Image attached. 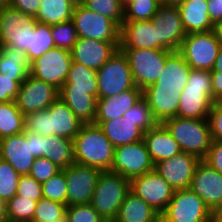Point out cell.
I'll use <instances>...</instances> for the list:
<instances>
[{
	"label": "cell",
	"mask_w": 222,
	"mask_h": 222,
	"mask_svg": "<svg viewBox=\"0 0 222 222\" xmlns=\"http://www.w3.org/2000/svg\"><path fill=\"white\" fill-rule=\"evenodd\" d=\"M102 170L74 163L65 169L67 206L89 204Z\"/></svg>",
	"instance_id": "obj_16"
},
{
	"label": "cell",
	"mask_w": 222,
	"mask_h": 222,
	"mask_svg": "<svg viewBox=\"0 0 222 222\" xmlns=\"http://www.w3.org/2000/svg\"><path fill=\"white\" fill-rule=\"evenodd\" d=\"M121 120L123 122L126 120L133 123L144 133L158 124L152 115L147 101L143 97L133 107L126 111L121 117Z\"/></svg>",
	"instance_id": "obj_39"
},
{
	"label": "cell",
	"mask_w": 222,
	"mask_h": 222,
	"mask_svg": "<svg viewBox=\"0 0 222 222\" xmlns=\"http://www.w3.org/2000/svg\"><path fill=\"white\" fill-rule=\"evenodd\" d=\"M72 21L79 38L120 42V27L113 20L88 10L83 5L74 7Z\"/></svg>",
	"instance_id": "obj_12"
},
{
	"label": "cell",
	"mask_w": 222,
	"mask_h": 222,
	"mask_svg": "<svg viewBox=\"0 0 222 222\" xmlns=\"http://www.w3.org/2000/svg\"><path fill=\"white\" fill-rule=\"evenodd\" d=\"M157 26L158 44L167 51H178L187 35L178 6L161 4L151 19Z\"/></svg>",
	"instance_id": "obj_17"
},
{
	"label": "cell",
	"mask_w": 222,
	"mask_h": 222,
	"mask_svg": "<svg viewBox=\"0 0 222 222\" xmlns=\"http://www.w3.org/2000/svg\"><path fill=\"white\" fill-rule=\"evenodd\" d=\"M42 0H10V7L35 18Z\"/></svg>",
	"instance_id": "obj_51"
},
{
	"label": "cell",
	"mask_w": 222,
	"mask_h": 222,
	"mask_svg": "<svg viewBox=\"0 0 222 222\" xmlns=\"http://www.w3.org/2000/svg\"><path fill=\"white\" fill-rule=\"evenodd\" d=\"M179 144L182 152L203 160L212 143L208 119L174 117L162 123Z\"/></svg>",
	"instance_id": "obj_4"
},
{
	"label": "cell",
	"mask_w": 222,
	"mask_h": 222,
	"mask_svg": "<svg viewBox=\"0 0 222 222\" xmlns=\"http://www.w3.org/2000/svg\"><path fill=\"white\" fill-rule=\"evenodd\" d=\"M0 158L9 162L19 175H29L36 158L31 154L30 141H26V130L0 139Z\"/></svg>",
	"instance_id": "obj_22"
},
{
	"label": "cell",
	"mask_w": 222,
	"mask_h": 222,
	"mask_svg": "<svg viewBox=\"0 0 222 222\" xmlns=\"http://www.w3.org/2000/svg\"><path fill=\"white\" fill-rule=\"evenodd\" d=\"M23 81L13 80V77L0 73V102L15 101Z\"/></svg>",
	"instance_id": "obj_48"
},
{
	"label": "cell",
	"mask_w": 222,
	"mask_h": 222,
	"mask_svg": "<svg viewBox=\"0 0 222 222\" xmlns=\"http://www.w3.org/2000/svg\"><path fill=\"white\" fill-rule=\"evenodd\" d=\"M0 222H7L6 221V205L1 200H0Z\"/></svg>",
	"instance_id": "obj_58"
},
{
	"label": "cell",
	"mask_w": 222,
	"mask_h": 222,
	"mask_svg": "<svg viewBox=\"0 0 222 222\" xmlns=\"http://www.w3.org/2000/svg\"><path fill=\"white\" fill-rule=\"evenodd\" d=\"M60 90L87 91L88 94L98 99L96 70L85 67L83 64L72 62L66 82Z\"/></svg>",
	"instance_id": "obj_33"
},
{
	"label": "cell",
	"mask_w": 222,
	"mask_h": 222,
	"mask_svg": "<svg viewBox=\"0 0 222 222\" xmlns=\"http://www.w3.org/2000/svg\"><path fill=\"white\" fill-rule=\"evenodd\" d=\"M212 217L217 221V222H222V205L217 207L213 212H212Z\"/></svg>",
	"instance_id": "obj_57"
},
{
	"label": "cell",
	"mask_w": 222,
	"mask_h": 222,
	"mask_svg": "<svg viewBox=\"0 0 222 222\" xmlns=\"http://www.w3.org/2000/svg\"><path fill=\"white\" fill-rule=\"evenodd\" d=\"M51 35L56 47L69 51L79 38L72 20L51 25Z\"/></svg>",
	"instance_id": "obj_44"
},
{
	"label": "cell",
	"mask_w": 222,
	"mask_h": 222,
	"mask_svg": "<svg viewBox=\"0 0 222 222\" xmlns=\"http://www.w3.org/2000/svg\"><path fill=\"white\" fill-rule=\"evenodd\" d=\"M213 32L219 43L222 45V21H219L213 25Z\"/></svg>",
	"instance_id": "obj_56"
},
{
	"label": "cell",
	"mask_w": 222,
	"mask_h": 222,
	"mask_svg": "<svg viewBox=\"0 0 222 222\" xmlns=\"http://www.w3.org/2000/svg\"><path fill=\"white\" fill-rule=\"evenodd\" d=\"M203 161L222 174V141H212Z\"/></svg>",
	"instance_id": "obj_50"
},
{
	"label": "cell",
	"mask_w": 222,
	"mask_h": 222,
	"mask_svg": "<svg viewBox=\"0 0 222 222\" xmlns=\"http://www.w3.org/2000/svg\"><path fill=\"white\" fill-rule=\"evenodd\" d=\"M43 198L67 205V180L65 169L42 183Z\"/></svg>",
	"instance_id": "obj_43"
},
{
	"label": "cell",
	"mask_w": 222,
	"mask_h": 222,
	"mask_svg": "<svg viewBox=\"0 0 222 222\" xmlns=\"http://www.w3.org/2000/svg\"><path fill=\"white\" fill-rule=\"evenodd\" d=\"M104 135L110 140L114 148L143 140L144 132L138 126L129 121L121 120V117L108 121H94Z\"/></svg>",
	"instance_id": "obj_28"
},
{
	"label": "cell",
	"mask_w": 222,
	"mask_h": 222,
	"mask_svg": "<svg viewBox=\"0 0 222 222\" xmlns=\"http://www.w3.org/2000/svg\"><path fill=\"white\" fill-rule=\"evenodd\" d=\"M26 141H30L31 154L35 158L42 157V135L26 130Z\"/></svg>",
	"instance_id": "obj_52"
},
{
	"label": "cell",
	"mask_w": 222,
	"mask_h": 222,
	"mask_svg": "<svg viewBox=\"0 0 222 222\" xmlns=\"http://www.w3.org/2000/svg\"><path fill=\"white\" fill-rule=\"evenodd\" d=\"M210 72H222V45L219 49L214 67Z\"/></svg>",
	"instance_id": "obj_55"
},
{
	"label": "cell",
	"mask_w": 222,
	"mask_h": 222,
	"mask_svg": "<svg viewBox=\"0 0 222 222\" xmlns=\"http://www.w3.org/2000/svg\"><path fill=\"white\" fill-rule=\"evenodd\" d=\"M203 222H214V218L211 217V218H209L208 220H205V221H203Z\"/></svg>",
	"instance_id": "obj_64"
},
{
	"label": "cell",
	"mask_w": 222,
	"mask_h": 222,
	"mask_svg": "<svg viewBox=\"0 0 222 222\" xmlns=\"http://www.w3.org/2000/svg\"><path fill=\"white\" fill-rule=\"evenodd\" d=\"M213 212L222 205V174L201 160L189 187Z\"/></svg>",
	"instance_id": "obj_19"
},
{
	"label": "cell",
	"mask_w": 222,
	"mask_h": 222,
	"mask_svg": "<svg viewBox=\"0 0 222 222\" xmlns=\"http://www.w3.org/2000/svg\"><path fill=\"white\" fill-rule=\"evenodd\" d=\"M212 217V211L191 189L174 192L160 222H203Z\"/></svg>",
	"instance_id": "obj_10"
},
{
	"label": "cell",
	"mask_w": 222,
	"mask_h": 222,
	"mask_svg": "<svg viewBox=\"0 0 222 222\" xmlns=\"http://www.w3.org/2000/svg\"><path fill=\"white\" fill-rule=\"evenodd\" d=\"M83 6L113 20L119 27L124 21V5L121 0H84Z\"/></svg>",
	"instance_id": "obj_40"
},
{
	"label": "cell",
	"mask_w": 222,
	"mask_h": 222,
	"mask_svg": "<svg viewBox=\"0 0 222 222\" xmlns=\"http://www.w3.org/2000/svg\"><path fill=\"white\" fill-rule=\"evenodd\" d=\"M130 191V180L110 170L102 171L90 204L104 221L113 222Z\"/></svg>",
	"instance_id": "obj_5"
},
{
	"label": "cell",
	"mask_w": 222,
	"mask_h": 222,
	"mask_svg": "<svg viewBox=\"0 0 222 222\" xmlns=\"http://www.w3.org/2000/svg\"><path fill=\"white\" fill-rule=\"evenodd\" d=\"M182 90H142L157 123L177 117L178 104Z\"/></svg>",
	"instance_id": "obj_26"
},
{
	"label": "cell",
	"mask_w": 222,
	"mask_h": 222,
	"mask_svg": "<svg viewBox=\"0 0 222 222\" xmlns=\"http://www.w3.org/2000/svg\"><path fill=\"white\" fill-rule=\"evenodd\" d=\"M178 9L187 34L213 30V24L209 19L207 0H185L178 6Z\"/></svg>",
	"instance_id": "obj_27"
},
{
	"label": "cell",
	"mask_w": 222,
	"mask_h": 222,
	"mask_svg": "<svg viewBox=\"0 0 222 222\" xmlns=\"http://www.w3.org/2000/svg\"><path fill=\"white\" fill-rule=\"evenodd\" d=\"M19 177L11 164L0 158V200L4 203L16 195Z\"/></svg>",
	"instance_id": "obj_42"
},
{
	"label": "cell",
	"mask_w": 222,
	"mask_h": 222,
	"mask_svg": "<svg viewBox=\"0 0 222 222\" xmlns=\"http://www.w3.org/2000/svg\"><path fill=\"white\" fill-rule=\"evenodd\" d=\"M72 63L71 51L52 48L30 63V75L60 90Z\"/></svg>",
	"instance_id": "obj_13"
},
{
	"label": "cell",
	"mask_w": 222,
	"mask_h": 222,
	"mask_svg": "<svg viewBox=\"0 0 222 222\" xmlns=\"http://www.w3.org/2000/svg\"><path fill=\"white\" fill-rule=\"evenodd\" d=\"M113 222H160V213L130 191Z\"/></svg>",
	"instance_id": "obj_29"
},
{
	"label": "cell",
	"mask_w": 222,
	"mask_h": 222,
	"mask_svg": "<svg viewBox=\"0 0 222 222\" xmlns=\"http://www.w3.org/2000/svg\"><path fill=\"white\" fill-rule=\"evenodd\" d=\"M10 5V0H0V10Z\"/></svg>",
	"instance_id": "obj_60"
},
{
	"label": "cell",
	"mask_w": 222,
	"mask_h": 222,
	"mask_svg": "<svg viewBox=\"0 0 222 222\" xmlns=\"http://www.w3.org/2000/svg\"><path fill=\"white\" fill-rule=\"evenodd\" d=\"M68 222H106L89 204H75L66 207Z\"/></svg>",
	"instance_id": "obj_45"
},
{
	"label": "cell",
	"mask_w": 222,
	"mask_h": 222,
	"mask_svg": "<svg viewBox=\"0 0 222 222\" xmlns=\"http://www.w3.org/2000/svg\"><path fill=\"white\" fill-rule=\"evenodd\" d=\"M143 141L154 164L182 152L179 144L162 123L144 133Z\"/></svg>",
	"instance_id": "obj_25"
},
{
	"label": "cell",
	"mask_w": 222,
	"mask_h": 222,
	"mask_svg": "<svg viewBox=\"0 0 222 222\" xmlns=\"http://www.w3.org/2000/svg\"><path fill=\"white\" fill-rule=\"evenodd\" d=\"M120 42H104L88 38H78L71 50L72 62L98 70L119 49Z\"/></svg>",
	"instance_id": "obj_20"
},
{
	"label": "cell",
	"mask_w": 222,
	"mask_h": 222,
	"mask_svg": "<svg viewBox=\"0 0 222 222\" xmlns=\"http://www.w3.org/2000/svg\"><path fill=\"white\" fill-rule=\"evenodd\" d=\"M96 72L98 99L115 96L136 86L127 58L120 49Z\"/></svg>",
	"instance_id": "obj_7"
},
{
	"label": "cell",
	"mask_w": 222,
	"mask_h": 222,
	"mask_svg": "<svg viewBox=\"0 0 222 222\" xmlns=\"http://www.w3.org/2000/svg\"><path fill=\"white\" fill-rule=\"evenodd\" d=\"M66 204L42 198L37 202L32 222H55L66 216Z\"/></svg>",
	"instance_id": "obj_41"
},
{
	"label": "cell",
	"mask_w": 222,
	"mask_h": 222,
	"mask_svg": "<svg viewBox=\"0 0 222 222\" xmlns=\"http://www.w3.org/2000/svg\"><path fill=\"white\" fill-rule=\"evenodd\" d=\"M142 98V90L134 87L115 96L97 99L96 117L94 121H108L122 117L128 109Z\"/></svg>",
	"instance_id": "obj_24"
},
{
	"label": "cell",
	"mask_w": 222,
	"mask_h": 222,
	"mask_svg": "<svg viewBox=\"0 0 222 222\" xmlns=\"http://www.w3.org/2000/svg\"><path fill=\"white\" fill-rule=\"evenodd\" d=\"M221 44L213 30L188 33L178 50L192 69L211 71Z\"/></svg>",
	"instance_id": "obj_9"
},
{
	"label": "cell",
	"mask_w": 222,
	"mask_h": 222,
	"mask_svg": "<svg viewBox=\"0 0 222 222\" xmlns=\"http://www.w3.org/2000/svg\"><path fill=\"white\" fill-rule=\"evenodd\" d=\"M73 148L75 163L110 170L114 146L98 125L84 124L73 139Z\"/></svg>",
	"instance_id": "obj_2"
},
{
	"label": "cell",
	"mask_w": 222,
	"mask_h": 222,
	"mask_svg": "<svg viewBox=\"0 0 222 222\" xmlns=\"http://www.w3.org/2000/svg\"><path fill=\"white\" fill-rule=\"evenodd\" d=\"M59 97V90L53 85L29 75L20 85L15 99L16 106L26 116L46 110Z\"/></svg>",
	"instance_id": "obj_14"
},
{
	"label": "cell",
	"mask_w": 222,
	"mask_h": 222,
	"mask_svg": "<svg viewBox=\"0 0 222 222\" xmlns=\"http://www.w3.org/2000/svg\"><path fill=\"white\" fill-rule=\"evenodd\" d=\"M213 101L222 100V72H210Z\"/></svg>",
	"instance_id": "obj_54"
},
{
	"label": "cell",
	"mask_w": 222,
	"mask_h": 222,
	"mask_svg": "<svg viewBox=\"0 0 222 222\" xmlns=\"http://www.w3.org/2000/svg\"><path fill=\"white\" fill-rule=\"evenodd\" d=\"M55 47L51 35V25L36 21L35 32H31L30 49L26 51V57L29 63Z\"/></svg>",
	"instance_id": "obj_36"
},
{
	"label": "cell",
	"mask_w": 222,
	"mask_h": 222,
	"mask_svg": "<svg viewBox=\"0 0 222 222\" xmlns=\"http://www.w3.org/2000/svg\"><path fill=\"white\" fill-rule=\"evenodd\" d=\"M209 19L212 24L222 21V0H207Z\"/></svg>",
	"instance_id": "obj_53"
},
{
	"label": "cell",
	"mask_w": 222,
	"mask_h": 222,
	"mask_svg": "<svg viewBox=\"0 0 222 222\" xmlns=\"http://www.w3.org/2000/svg\"><path fill=\"white\" fill-rule=\"evenodd\" d=\"M5 205L7 222H32L37 202L15 195Z\"/></svg>",
	"instance_id": "obj_37"
},
{
	"label": "cell",
	"mask_w": 222,
	"mask_h": 222,
	"mask_svg": "<svg viewBox=\"0 0 222 222\" xmlns=\"http://www.w3.org/2000/svg\"><path fill=\"white\" fill-rule=\"evenodd\" d=\"M25 131V116L15 101L0 104V139Z\"/></svg>",
	"instance_id": "obj_35"
},
{
	"label": "cell",
	"mask_w": 222,
	"mask_h": 222,
	"mask_svg": "<svg viewBox=\"0 0 222 222\" xmlns=\"http://www.w3.org/2000/svg\"><path fill=\"white\" fill-rule=\"evenodd\" d=\"M74 5L68 0H42L35 20L55 25L72 20Z\"/></svg>",
	"instance_id": "obj_34"
},
{
	"label": "cell",
	"mask_w": 222,
	"mask_h": 222,
	"mask_svg": "<svg viewBox=\"0 0 222 222\" xmlns=\"http://www.w3.org/2000/svg\"><path fill=\"white\" fill-rule=\"evenodd\" d=\"M36 20L10 6L0 10V46L25 52L30 49L31 32Z\"/></svg>",
	"instance_id": "obj_8"
},
{
	"label": "cell",
	"mask_w": 222,
	"mask_h": 222,
	"mask_svg": "<svg viewBox=\"0 0 222 222\" xmlns=\"http://www.w3.org/2000/svg\"><path fill=\"white\" fill-rule=\"evenodd\" d=\"M16 195L38 202L43 198L42 183L30 175H20Z\"/></svg>",
	"instance_id": "obj_46"
},
{
	"label": "cell",
	"mask_w": 222,
	"mask_h": 222,
	"mask_svg": "<svg viewBox=\"0 0 222 222\" xmlns=\"http://www.w3.org/2000/svg\"><path fill=\"white\" fill-rule=\"evenodd\" d=\"M83 125L59 97L48 109L25 116V130L44 136L57 135L73 140Z\"/></svg>",
	"instance_id": "obj_1"
},
{
	"label": "cell",
	"mask_w": 222,
	"mask_h": 222,
	"mask_svg": "<svg viewBox=\"0 0 222 222\" xmlns=\"http://www.w3.org/2000/svg\"><path fill=\"white\" fill-rule=\"evenodd\" d=\"M161 4V0H132L124 7V21L151 20Z\"/></svg>",
	"instance_id": "obj_38"
},
{
	"label": "cell",
	"mask_w": 222,
	"mask_h": 222,
	"mask_svg": "<svg viewBox=\"0 0 222 222\" xmlns=\"http://www.w3.org/2000/svg\"><path fill=\"white\" fill-rule=\"evenodd\" d=\"M201 160L190 153L181 152L154 164V170L175 190L188 189L194 171Z\"/></svg>",
	"instance_id": "obj_18"
},
{
	"label": "cell",
	"mask_w": 222,
	"mask_h": 222,
	"mask_svg": "<svg viewBox=\"0 0 222 222\" xmlns=\"http://www.w3.org/2000/svg\"><path fill=\"white\" fill-rule=\"evenodd\" d=\"M213 103L210 71L192 69L180 95L177 117L208 119Z\"/></svg>",
	"instance_id": "obj_3"
},
{
	"label": "cell",
	"mask_w": 222,
	"mask_h": 222,
	"mask_svg": "<svg viewBox=\"0 0 222 222\" xmlns=\"http://www.w3.org/2000/svg\"><path fill=\"white\" fill-rule=\"evenodd\" d=\"M208 121L212 141H222V100L213 103L209 112Z\"/></svg>",
	"instance_id": "obj_49"
},
{
	"label": "cell",
	"mask_w": 222,
	"mask_h": 222,
	"mask_svg": "<svg viewBox=\"0 0 222 222\" xmlns=\"http://www.w3.org/2000/svg\"><path fill=\"white\" fill-rule=\"evenodd\" d=\"M42 157L61 170L68 168L75 163L73 140L57 135H42Z\"/></svg>",
	"instance_id": "obj_30"
},
{
	"label": "cell",
	"mask_w": 222,
	"mask_h": 222,
	"mask_svg": "<svg viewBox=\"0 0 222 222\" xmlns=\"http://www.w3.org/2000/svg\"><path fill=\"white\" fill-rule=\"evenodd\" d=\"M70 3H72L74 6L77 5H83L84 0H68Z\"/></svg>",
	"instance_id": "obj_61"
},
{
	"label": "cell",
	"mask_w": 222,
	"mask_h": 222,
	"mask_svg": "<svg viewBox=\"0 0 222 222\" xmlns=\"http://www.w3.org/2000/svg\"><path fill=\"white\" fill-rule=\"evenodd\" d=\"M130 65L136 87L144 90L161 76L167 56L172 51L164 49L119 48Z\"/></svg>",
	"instance_id": "obj_6"
},
{
	"label": "cell",
	"mask_w": 222,
	"mask_h": 222,
	"mask_svg": "<svg viewBox=\"0 0 222 222\" xmlns=\"http://www.w3.org/2000/svg\"><path fill=\"white\" fill-rule=\"evenodd\" d=\"M61 169L52 163L49 159L39 157L34 160L29 173L38 182L44 183Z\"/></svg>",
	"instance_id": "obj_47"
},
{
	"label": "cell",
	"mask_w": 222,
	"mask_h": 222,
	"mask_svg": "<svg viewBox=\"0 0 222 222\" xmlns=\"http://www.w3.org/2000/svg\"><path fill=\"white\" fill-rule=\"evenodd\" d=\"M130 190L160 214L166 209L175 192L155 170L132 179Z\"/></svg>",
	"instance_id": "obj_15"
},
{
	"label": "cell",
	"mask_w": 222,
	"mask_h": 222,
	"mask_svg": "<svg viewBox=\"0 0 222 222\" xmlns=\"http://www.w3.org/2000/svg\"><path fill=\"white\" fill-rule=\"evenodd\" d=\"M192 68L179 51H172L166 58L159 79L144 90H183Z\"/></svg>",
	"instance_id": "obj_23"
},
{
	"label": "cell",
	"mask_w": 222,
	"mask_h": 222,
	"mask_svg": "<svg viewBox=\"0 0 222 222\" xmlns=\"http://www.w3.org/2000/svg\"><path fill=\"white\" fill-rule=\"evenodd\" d=\"M0 73L13 77V80H25L30 75L26 53L10 46H0Z\"/></svg>",
	"instance_id": "obj_32"
},
{
	"label": "cell",
	"mask_w": 222,
	"mask_h": 222,
	"mask_svg": "<svg viewBox=\"0 0 222 222\" xmlns=\"http://www.w3.org/2000/svg\"><path fill=\"white\" fill-rule=\"evenodd\" d=\"M153 170L154 163L143 140L114 148L111 172L131 181Z\"/></svg>",
	"instance_id": "obj_11"
},
{
	"label": "cell",
	"mask_w": 222,
	"mask_h": 222,
	"mask_svg": "<svg viewBox=\"0 0 222 222\" xmlns=\"http://www.w3.org/2000/svg\"><path fill=\"white\" fill-rule=\"evenodd\" d=\"M185 0H161L162 4L166 5H174V6H179L182 4Z\"/></svg>",
	"instance_id": "obj_59"
},
{
	"label": "cell",
	"mask_w": 222,
	"mask_h": 222,
	"mask_svg": "<svg viewBox=\"0 0 222 222\" xmlns=\"http://www.w3.org/2000/svg\"><path fill=\"white\" fill-rule=\"evenodd\" d=\"M59 98L84 124L94 123L97 108V99L94 96L87 91L59 90Z\"/></svg>",
	"instance_id": "obj_31"
},
{
	"label": "cell",
	"mask_w": 222,
	"mask_h": 222,
	"mask_svg": "<svg viewBox=\"0 0 222 222\" xmlns=\"http://www.w3.org/2000/svg\"><path fill=\"white\" fill-rule=\"evenodd\" d=\"M55 222H68V221H67L66 216H65L63 219L55 221Z\"/></svg>",
	"instance_id": "obj_63"
},
{
	"label": "cell",
	"mask_w": 222,
	"mask_h": 222,
	"mask_svg": "<svg viewBox=\"0 0 222 222\" xmlns=\"http://www.w3.org/2000/svg\"><path fill=\"white\" fill-rule=\"evenodd\" d=\"M119 48L163 49L158 44L157 26L152 20L123 21Z\"/></svg>",
	"instance_id": "obj_21"
},
{
	"label": "cell",
	"mask_w": 222,
	"mask_h": 222,
	"mask_svg": "<svg viewBox=\"0 0 222 222\" xmlns=\"http://www.w3.org/2000/svg\"><path fill=\"white\" fill-rule=\"evenodd\" d=\"M130 1L132 0H121L122 4L125 6L126 4H128Z\"/></svg>",
	"instance_id": "obj_62"
}]
</instances>
